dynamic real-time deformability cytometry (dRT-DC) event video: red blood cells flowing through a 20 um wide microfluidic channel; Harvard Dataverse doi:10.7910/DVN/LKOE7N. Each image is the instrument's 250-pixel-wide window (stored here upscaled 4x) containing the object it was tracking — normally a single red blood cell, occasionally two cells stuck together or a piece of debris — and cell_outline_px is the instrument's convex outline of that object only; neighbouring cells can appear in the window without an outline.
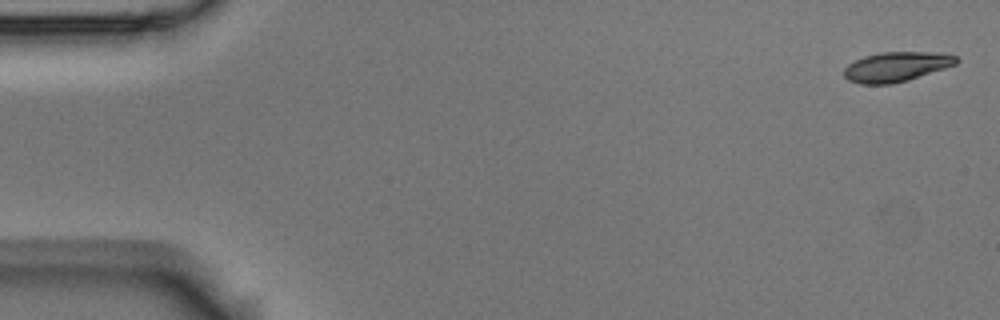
{"species": "Egyptian fruit bat (a non-hibernating species)", "species_latin": "Rousettus aegyptiacus", "temperature_condition": "room temperature", "stored_images_in_passage": 4, "camera_frame_rate_fps": 3000, "um_per_image_px": 0.085, "animal": {"sex": "male"}, "frame": {"image": 1, "passage_image": 1, "time_ms": 0.0, "image_size_px": [1000, 320], "cell_outline_px": [[960, 60], [956, 64], [908, 80], [892, 84], [860, 84], [848, 80], [844, 76], [844, 68], [848, 64], [864, 56], [880, 52], [940, 52], [956, 56]], "centroid_in_image_um": [76.18, 5.67], "position_along_channel_um": 8.8, "area_um2": 19.48}}
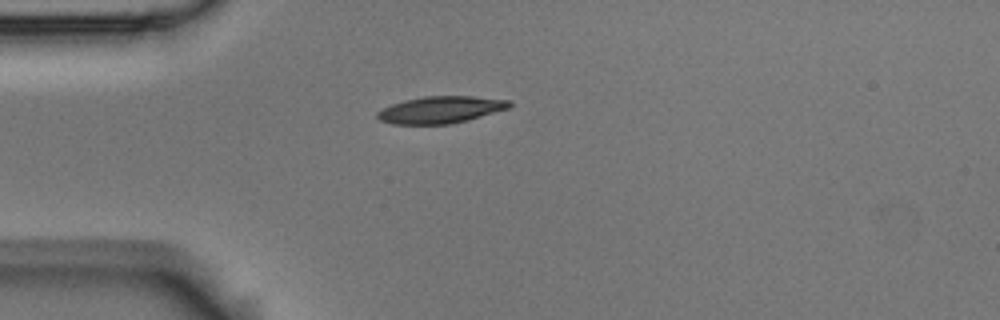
{"frame": {"image": 2, "passage_image": 4, "time_ms": 1.0, "image_size_px": [1000, 320], "cell_outline_px": [[512, 108], [468, 120], [448, 124], [392, 124], [380, 120], [376, 116], [376, 112], [392, 104], [404, 100], [424, 96], [472, 96], [512, 100]], "centroid_in_image_um": [37.51, 9.32], "position_along_channel_um": 47.5, "area_um2": 20.92}}